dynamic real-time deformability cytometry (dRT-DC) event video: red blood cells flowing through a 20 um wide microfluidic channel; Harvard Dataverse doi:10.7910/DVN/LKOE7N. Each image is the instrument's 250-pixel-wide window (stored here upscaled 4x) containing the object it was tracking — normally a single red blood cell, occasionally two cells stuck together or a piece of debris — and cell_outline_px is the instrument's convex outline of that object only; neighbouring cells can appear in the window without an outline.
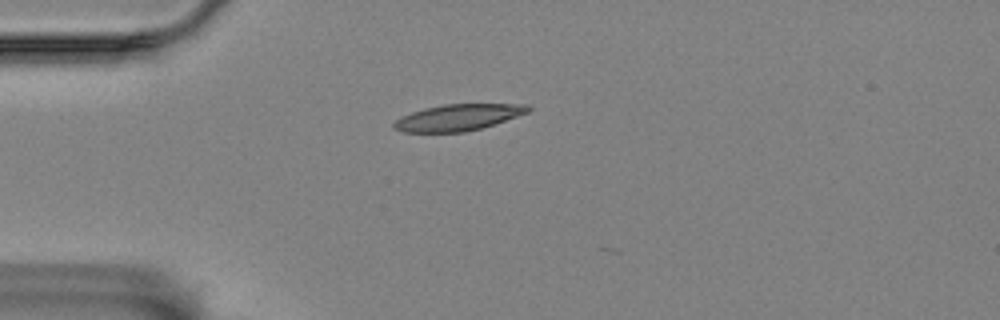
{"species": "Egyptian fruit bat (a non-hibernating species)", "species_latin": "Rousettus aegyptiacus", "temperature_condition": "room temperature", "stored_images_in_passage": 7, "camera_frame_rate_fps": 3000, "um_per_image_px": 0.085, "animal": {"sex": "female"}, "frame": {"image": 1, "passage_image": 1, "time_ms": 0.0, "image_size_px": [1000, 320], "cell_outline_px": [[532, 108], [528, 112], [480, 128], [464, 132], [404, 132], [392, 128], [392, 124], [400, 116], [424, 108], [444, 104], [528, 104]], "centroid_in_image_um": [38.88, 9.97], "position_along_channel_um": 46.1, "area_um2": 20.46}}
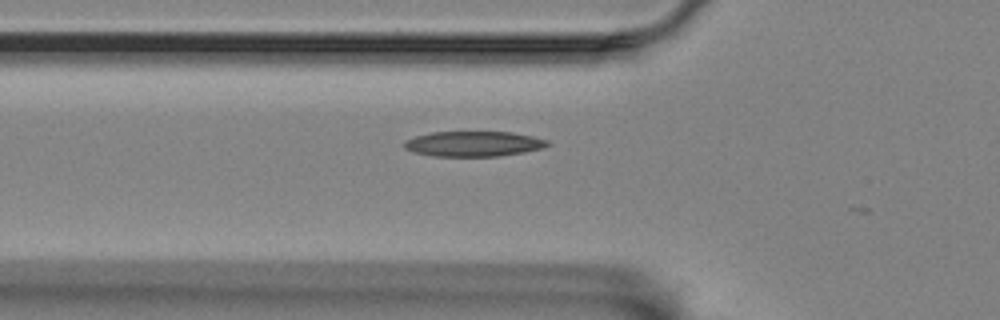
{"frame": {"image": 2, "passage_image": 6, "time_ms": 1.667, "image_size_px": [1000, 320], "cell_outline_px": [[552, 144], [544, 148], [524, 152], [500, 156], [432, 156], [412, 152], [404, 148], [404, 140], [416, 136], [432, 132], [512, 132], [532, 136], [548, 140]], "centroid_in_image_um": [40.27, 12.23], "position_along_channel_um": 85.5, "area_um2": 21.21}}